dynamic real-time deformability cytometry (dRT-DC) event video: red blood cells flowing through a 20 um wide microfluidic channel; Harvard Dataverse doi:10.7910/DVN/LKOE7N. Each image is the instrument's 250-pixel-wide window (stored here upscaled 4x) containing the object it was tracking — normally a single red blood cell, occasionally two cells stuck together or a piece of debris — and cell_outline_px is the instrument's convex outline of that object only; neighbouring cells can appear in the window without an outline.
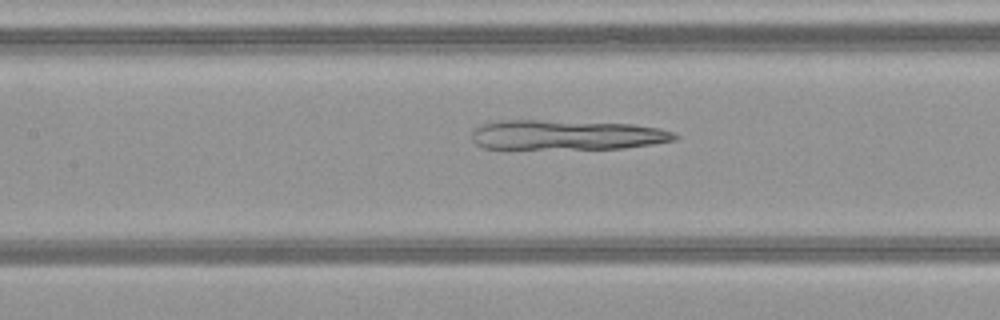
{"species": "common noctule bat (a hibernating species)", "species_latin": "Nyctalus noctula", "temperature_condition": "warm", "stored_images_in_passage": 49, "camera_frame_rate_fps": 3000, "um_per_image_px": 0.085, "animal": {"sex": "female", "body_mass_g": 21.9}, "frame": {"image": 1, "passage_image": 23, "time_ms": 7.333, "image_size_px": [1000, 320], "cell_outline_px": [[680, 136], [676, 140], [652, 144], [624, 148], [508, 152], [484, 148], [476, 144], [472, 140], [472, 132], [480, 124], [504, 120], [536, 120], [632, 124], [660, 128], [672, 132]], "centroid_in_image_um": [48.04, 11.53], "position_along_channel_um": 159.4, "area_um2": 36.99}}
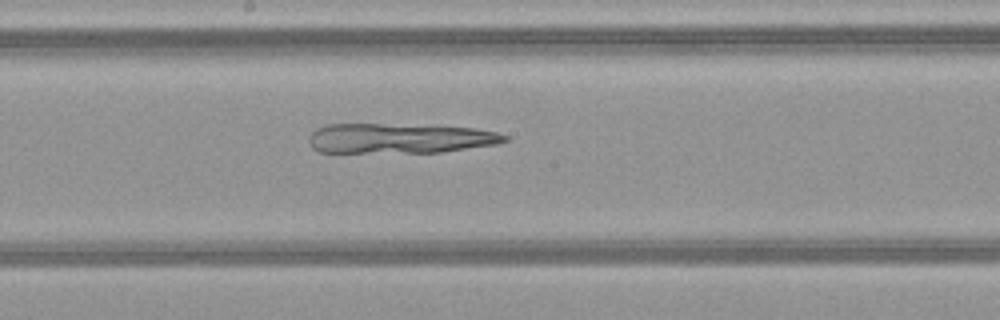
{"frame": {"image": 2, "passage_image": 27, "time_ms": 8.667, "image_size_px": [1000, 320], "cell_outline_px": [[508, 140], [500, 144], [440, 152], [320, 152], [312, 148], [308, 140], [308, 136], [316, 128], [324, 124], [380, 124], [476, 128], [496, 132], [508, 136]], "centroid_in_image_um": [33.95, 11.76], "position_along_channel_um": 214.2, "area_um2": 34.1}}
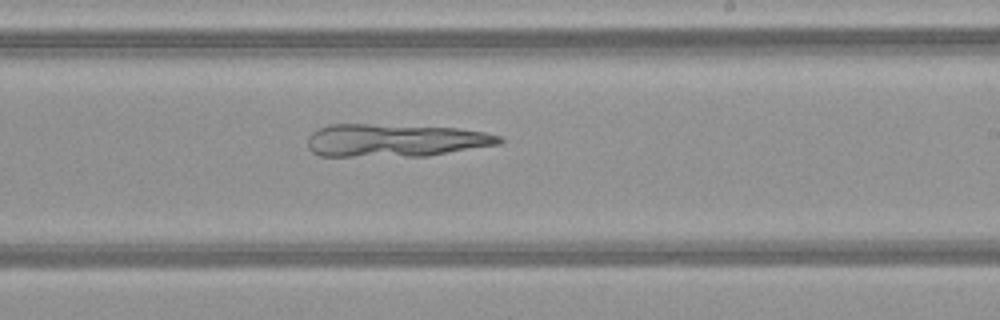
{"frame": {"image": 3, "passage_image": 30, "time_ms": 9.667, "image_size_px": [1000, 320], "cell_outline_px": [[504, 140], [500, 144], [428, 156], [320, 156], [312, 152], [308, 148], [308, 136], [312, 132], [328, 124], [372, 124], [456, 128], [484, 132], [504, 136]], "centroid_in_image_um": [33.6, 11.93], "position_along_channel_um": 255.4, "area_um2": 36.88}}